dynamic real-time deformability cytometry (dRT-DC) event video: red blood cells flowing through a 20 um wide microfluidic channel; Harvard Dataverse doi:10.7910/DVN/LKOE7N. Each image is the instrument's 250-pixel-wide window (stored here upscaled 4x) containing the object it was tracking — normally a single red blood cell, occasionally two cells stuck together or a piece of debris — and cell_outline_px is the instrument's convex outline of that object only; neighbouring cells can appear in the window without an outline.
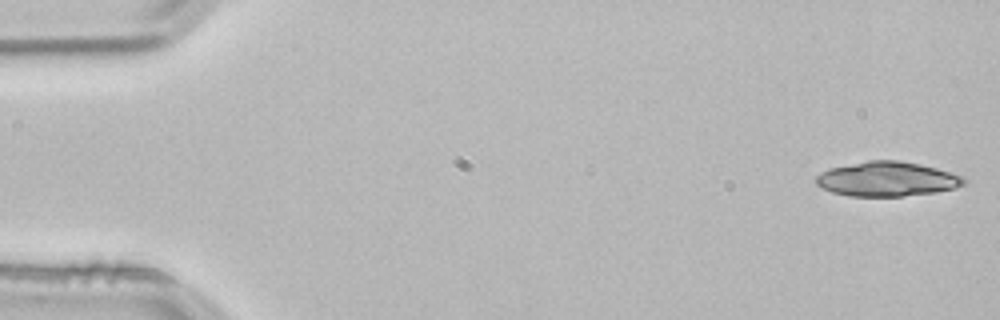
{"species": "common noctule bat (a hibernating species)", "species_latin": "Nyctalus noctula", "temperature_condition": "room temperature", "stored_images_in_passage": 20, "camera_frame_rate_fps": 3000, "um_per_image_px": 0.085, "animal": {"sex": "male", "body_mass_g": 21.5, "forearm_length_mm": 52.0}, "frame": {"image": 1, "passage_image": 1, "time_ms": 0.0, "image_size_px": [1000, 320], "cell_outline_px": [[968, 180], [964, 184], [956, 188], [936, 192], [904, 196], [848, 196], [832, 192], [816, 184], [816, 176], [820, 172], [828, 168], [868, 160], [896, 160], [920, 164], [936, 168], [964, 176]], "centroid_in_image_um": [75.41, 15.22], "position_along_channel_um": 9.6, "area_um2": 29.94}}